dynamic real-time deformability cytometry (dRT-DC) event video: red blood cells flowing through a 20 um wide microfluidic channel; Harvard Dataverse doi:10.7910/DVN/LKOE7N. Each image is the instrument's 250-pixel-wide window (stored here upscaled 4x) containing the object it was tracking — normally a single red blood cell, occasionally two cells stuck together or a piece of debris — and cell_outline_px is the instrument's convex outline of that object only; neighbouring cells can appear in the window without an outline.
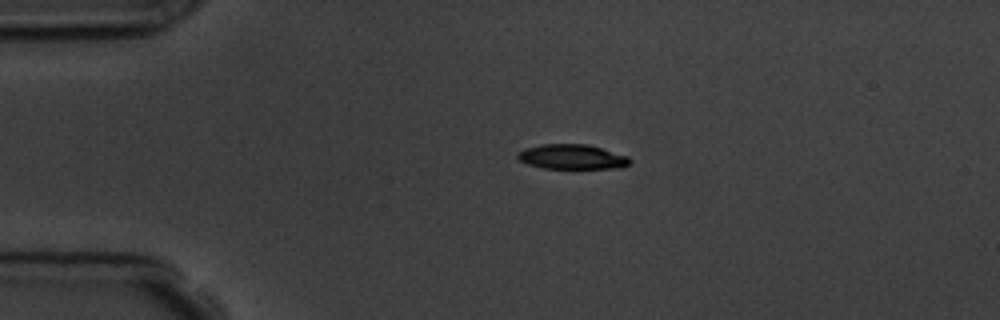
{"species": "common noctule bat (a hibernating species)", "species_latin": "Nyctalus noctula", "temperature_condition": "room temperature", "stored_images_in_passage": 4, "camera_frame_rate_fps": 3000, "um_per_image_px": 0.085, "animal": {"sex": "male", "body_mass_g": 19.5, "forearm_length_mm": 54.6}, "frame": {"image": 1, "passage_image": 3, "time_ms": 2.333, "image_size_px": [1000, 320], "cell_outline_px": [[632, 160], [624, 168], [544, 168], [528, 164], [520, 160], [516, 156], [516, 152], [524, 148], [544, 144], [588, 144], [628, 156]], "centroid_in_image_um": [48.63, 13.32], "position_along_channel_um": 36.4, "area_um2": 16.24}}